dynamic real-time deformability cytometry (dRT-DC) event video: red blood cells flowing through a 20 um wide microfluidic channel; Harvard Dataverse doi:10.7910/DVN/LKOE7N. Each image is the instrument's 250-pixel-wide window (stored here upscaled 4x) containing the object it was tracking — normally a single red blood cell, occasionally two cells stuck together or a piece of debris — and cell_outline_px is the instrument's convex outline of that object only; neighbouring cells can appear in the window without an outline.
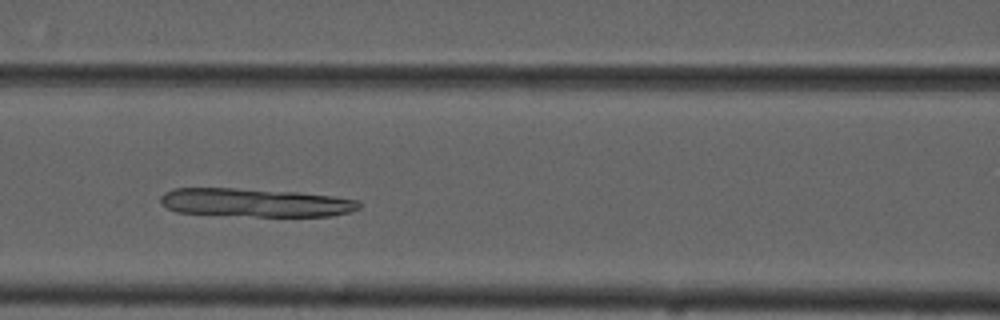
{"species": "common noctule bat (a hibernating species)", "species_latin": "Nyctalus noctula", "temperature_condition": "cold", "stored_images_in_passage": 48, "camera_frame_rate_fps": 3000, "um_per_image_px": 0.085, "animal": {"sex": "male", "forearm_length_mm": 52.5}, "frame": {"image": 1, "passage_image": 17, "time_ms": 5.333, "image_size_px": [1000, 320], "cell_outline_px": [[360, 208], [348, 212], [332, 216], [216, 216], [176, 212], [168, 208], [160, 200], [160, 196], [164, 192], [172, 188], [232, 188], [296, 192], [332, 196], [356, 200], [360, 204]], "centroid_in_image_um": [21.61, 17.23], "position_along_channel_um": 145.0, "area_um2": 33.18}}
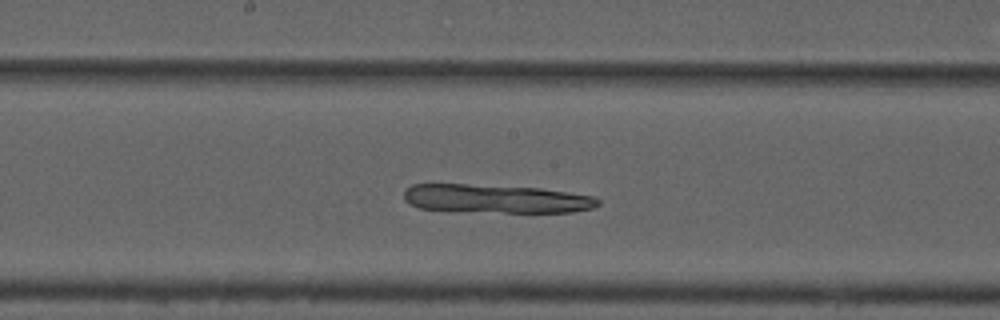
{"frame": {"image": 2, "passage_image": 22, "time_ms": 7.0, "image_size_px": [1000, 320], "cell_outline_px": [[600, 204], [592, 208], [572, 212], [504, 212], [420, 208], [404, 200], [404, 192], [412, 184], [464, 184], [540, 188], [568, 192], [592, 196], [600, 200]], "centroid_in_image_um": [42.2, 16.88], "position_along_channel_um": 206.0, "area_um2": 31.79}}